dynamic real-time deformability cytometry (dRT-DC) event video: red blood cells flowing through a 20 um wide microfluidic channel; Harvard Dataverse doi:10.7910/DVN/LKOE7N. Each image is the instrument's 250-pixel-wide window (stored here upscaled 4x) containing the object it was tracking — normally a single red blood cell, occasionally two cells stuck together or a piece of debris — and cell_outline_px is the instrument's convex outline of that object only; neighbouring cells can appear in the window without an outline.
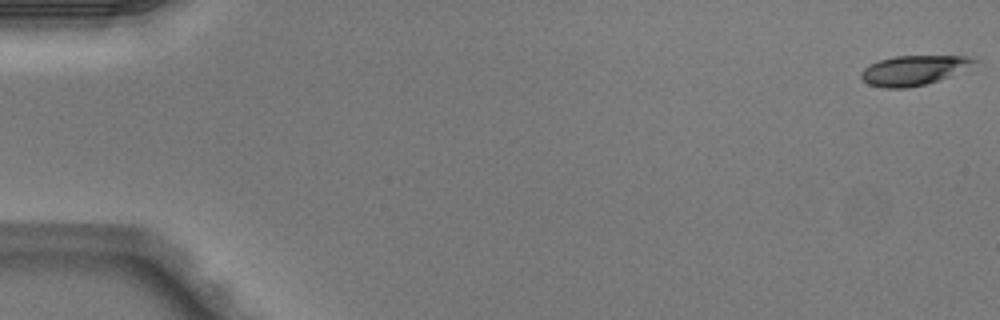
{"species": "Egyptian fruit bat (a non-hibernating species)", "species_latin": "Rousettus aegyptiacus", "temperature_condition": "warm", "stored_images_in_passage": 4, "camera_frame_rate_fps": 3000, "um_per_image_px": 0.085, "animal": {"sex": "male"}, "frame": {"image": 1, "passage_image": 1, "time_ms": 0.0, "image_size_px": [1000, 320], "cell_outline_px": [[980, 60], [948, 76], [924, 84], [904, 88], [884, 88], [868, 84], [860, 76], [860, 72], [864, 68], [880, 60], [896, 56], [968, 56]], "centroid_in_image_um": [77.61, 5.97], "position_along_channel_um": 7.4, "area_um2": 19.02}}
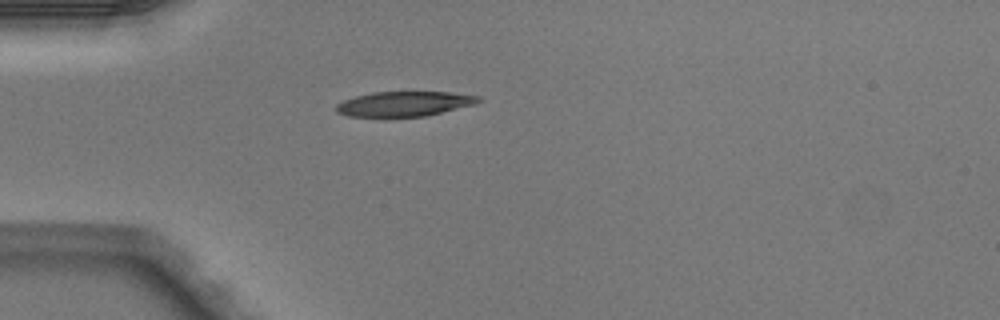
{"frame": {"image": 2, "passage_image": 4, "time_ms": 1.0, "image_size_px": [1000, 320], "cell_outline_px": [[484, 100], [472, 104], [424, 116], [348, 116], [336, 112], [336, 104], [344, 100], [356, 96], [372, 92], [452, 92], [480, 96]], "centroid_in_image_um": [34.35, 8.81], "position_along_channel_um": 50.7, "area_um2": 20.29}}